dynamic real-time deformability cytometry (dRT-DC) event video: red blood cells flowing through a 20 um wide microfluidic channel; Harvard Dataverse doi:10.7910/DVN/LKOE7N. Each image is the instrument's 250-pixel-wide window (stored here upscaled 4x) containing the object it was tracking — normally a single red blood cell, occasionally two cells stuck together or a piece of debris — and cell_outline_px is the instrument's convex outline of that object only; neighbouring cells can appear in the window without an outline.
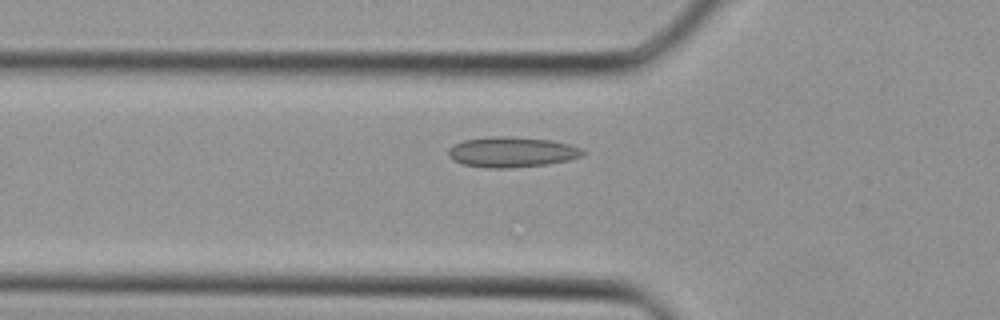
{"species": "Egyptian fruit bat (a non-hibernating species)", "species_latin": "Rousettus aegyptiacus", "temperature_condition": "cold", "stored_images_in_passage": 39, "camera_frame_rate_fps": 3000, "um_per_image_px": 0.085, "animal": {"sex": "female"}, "frame": {"image": 1, "passage_image": 14, "time_ms": 4.333, "image_size_px": [1000, 320], "cell_outline_px": [[584, 156], [568, 160], [548, 164], [508, 168], [488, 168], [464, 164], [452, 160], [448, 156], [448, 148], [464, 140], [492, 136], [512, 136], [552, 140], [568, 144], [580, 148], [584, 152]], "centroid_in_image_um": [43.5, 12.92], "position_along_channel_um": 82.3, "area_um2": 23.81}}
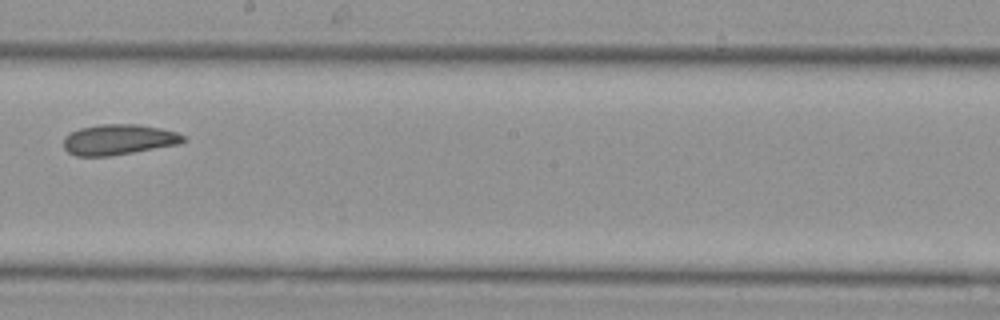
{"frame": {"image": 2, "passage_image": 23, "time_ms": 7.333, "image_size_px": [1000, 320], "cell_outline_px": [[188, 140], [180, 144], [112, 156], [76, 156], [68, 152], [64, 148], [64, 136], [80, 128], [100, 124], [136, 124], [160, 128], [176, 132], [184, 136]], "centroid_in_image_um": [10.1, 11.87], "position_along_channel_um": 238.1, "area_um2": 21.39}}
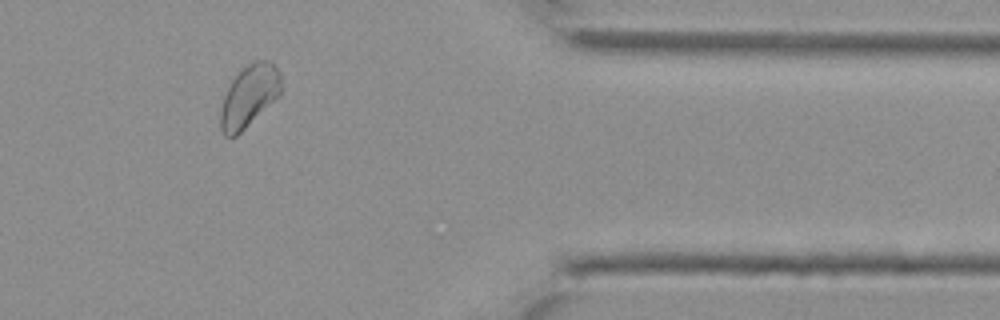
{"frame": {"image": 3, "passage_image": 33, "time_ms": 10.667, "image_size_px": [1000, 320], "cell_outline_px": [[280, 96], [236, 136], [224, 136], [220, 128], [220, 108], [224, 96], [232, 80], [252, 60], [268, 60], [280, 72]], "centroid_in_image_um": [21.17, 8.18], "position_along_channel_um": 390.2, "area_um2": 21.68}}